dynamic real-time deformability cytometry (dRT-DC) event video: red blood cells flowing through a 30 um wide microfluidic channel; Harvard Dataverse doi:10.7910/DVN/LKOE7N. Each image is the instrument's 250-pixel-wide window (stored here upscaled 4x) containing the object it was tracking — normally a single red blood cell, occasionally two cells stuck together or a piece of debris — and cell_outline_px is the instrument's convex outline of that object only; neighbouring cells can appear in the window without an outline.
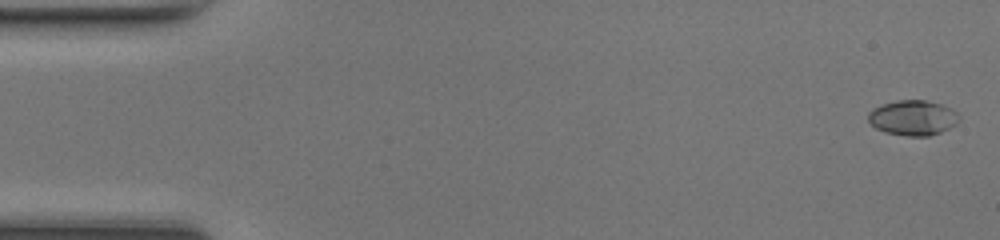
{"species": "common noctule bat (a hibernating species)", "species_latin": "Nyctalus noctula", "temperature_condition": "room temperature", "stored_images_in_passage": 49, "camera_frame_rate_fps": 3000, "um_per_image_px": 0.085, "animal": {"sex": "female", "body_mass_g": 17.0, "forearm_length_mm": 48.0}, "frame": {"image": 1, "passage_image": 2, "time_ms": 0.333, "image_size_px": [1000, 240], "cell_outline_px": [[960, 120], [956, 124], [940, 132], [928, 136], [908, 136], [884, 132], [876, 128], [868, 120], [868, 112], [872, 108], [896, 100], [924, 100], [940, 104], [952, 108], [960, 116]], "centroid_in_image_um": [77.6, 10.01], "position_along_channel_um": 7.4, "area_um2": 18.61}}
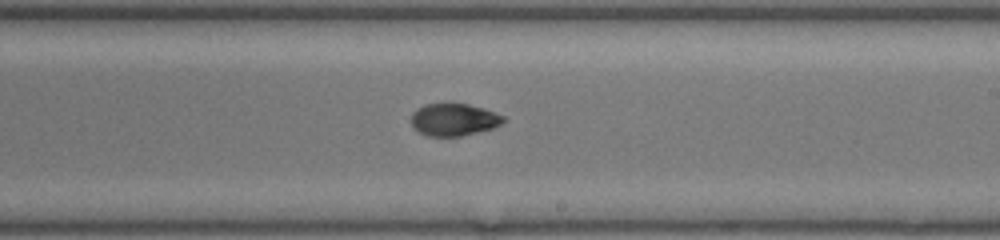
{"frame": {"image": 2, "passage_image": 29, "time_ms": 9.333, "image_size_px": [1000, 240], "cell_outline_px": [[508, 120], [492, 128], [460, 136], [428, 136], [412, 128], [412, 112], [416, 108], [424, 104], [468, 104], [484, 108], [504, 116]], "centroid_in_image_um": [38.57, 10.16], "position_along_channel_um": 250.4, "area_um2": 17.34}}
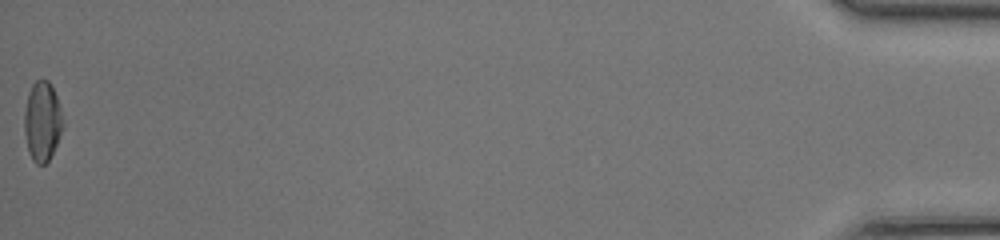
{"frame": {"image": 3, "passage_image": 49, "time_ms": 16.0, "image_size_px": [1000, 240], "cell_outline_px": [[64, 128], [48, 160], [44, 164], [36, 164], [32, 160], [28, 152], [24, 132], [24, 112], [28, 92], [32, 84], [36, 80], [48, 80], [56, 96], [60, 108], [64, 124]], "centroid_in_image_um": [3.58, 10.32], "position_along_channel_um": 431.6, "area_um2": 17.92}, "authors_computed_cell_mechanics": {"area_um2": 17.918, "velocity_mm_per_s": 4.3462, "shape_relaxation_time_tau1_ms": 5.6446, "shape_relaxation_time_tau2_ms": 1.6024, "deformation_change_tau1": 0.1929, "deformation_change_tau2": 0.0566}}